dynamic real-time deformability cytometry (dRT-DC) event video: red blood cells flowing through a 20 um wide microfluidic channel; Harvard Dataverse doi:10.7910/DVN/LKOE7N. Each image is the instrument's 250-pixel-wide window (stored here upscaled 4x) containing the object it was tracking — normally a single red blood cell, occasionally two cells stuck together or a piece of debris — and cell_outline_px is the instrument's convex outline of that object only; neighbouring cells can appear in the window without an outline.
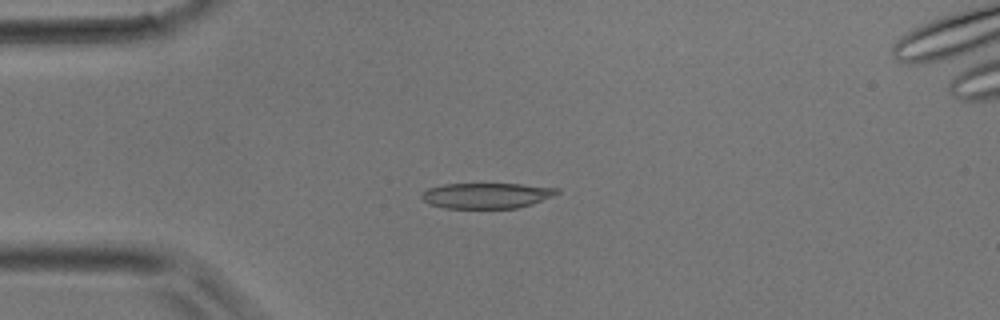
{"species": "common noctule bat (a hibernating species)", "species_latin": "Nyctalus noctula", "temperature_condition": "room temperature", "stored_images_in_passage": 17, "camera_frame_rate_fps": 3000, "um_per_image_px": 0.085, "animal": {"sex": "male", "body_mass_g": 17.9}, "frame": {"image": 1, "passage_image": 10, "time_ms": 3.0, "image_size_px": [1000, 320], "cell_outline_px": [[560, 192], [552, 196], [532, 204], [516, 208], [444, 208], [432, 204], [424, 200], [420, 196], [428, 188], [444, 184], [524, 184], [560, 188]], "centroid_in_image_um": [41.4, 16.61], "position_along_channel_um": 43.6, "area_um2": 20.06}}
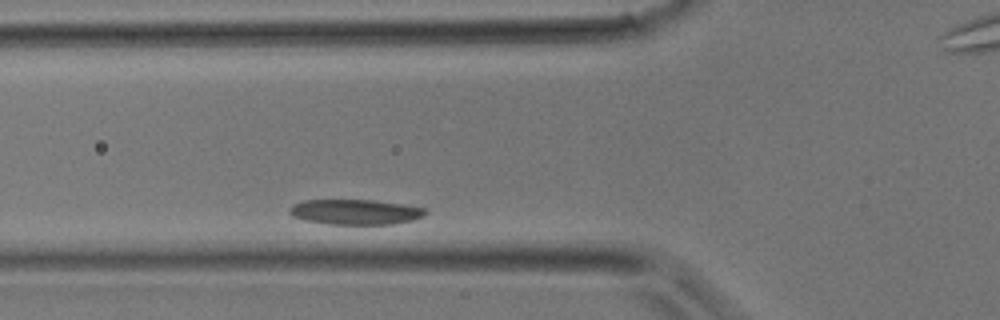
{"frame": {"image": 2, "passage_image": 15, "time_ms": 4.667, "image_size_px": [1000, 320], "cell_outline_px": [[428, 212], [424, 216], [412, 220], [396, 224], [328, 224], [304, 220], [292, 216], [288, 212], [288, 208], [292, 204], [304, 200], [376, 200], [404, 204], [424, 208]], "centroid_in_image_um": [30.19, 18.01], "position_along_channel_um": 95.6, "area_um2": 20.17}}